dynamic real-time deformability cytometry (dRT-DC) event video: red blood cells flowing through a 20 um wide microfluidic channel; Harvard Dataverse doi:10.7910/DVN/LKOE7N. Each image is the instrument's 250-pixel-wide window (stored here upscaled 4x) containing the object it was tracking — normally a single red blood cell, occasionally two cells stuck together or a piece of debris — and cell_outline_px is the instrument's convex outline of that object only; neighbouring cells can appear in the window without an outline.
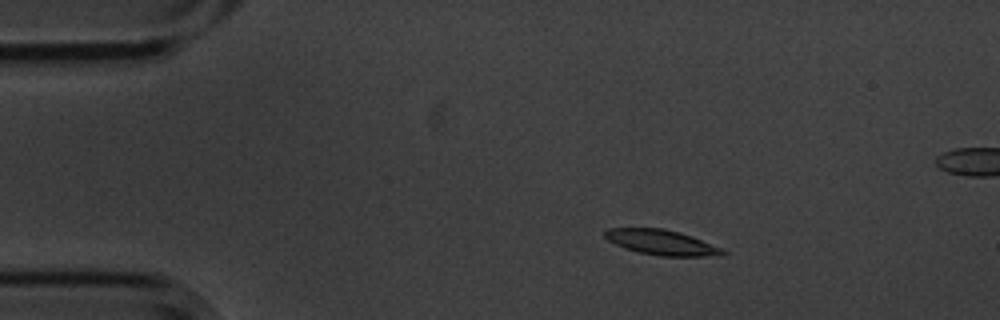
{"species": "common noctule bat (a hibernating species)", "species_latin": "Nyctalus noctula", "temperature_condition": "cold", "stored_images_in_passage": 48, "segment_of_instrument_passage": [1, 2], "camera_frame_rate_fps": 3000, "um_per_image_px": 0.085, "animal": {"sex": "male", "body_mass_g": 20.1, "forearm_length_mm": 53.5}, "frame": {"image": 1, "passage_image": 1, "time_ms": 0.0, "image_size_px": [1000, 320], "cell_outline_px": [[728, 252], [704, 256], [660, 256], [640, 252], [624, 248], [608, 240], [604, 236], [604, 232], [608, 228], [664, 228], [680, 232], [692, 236], [720, 248]], "centroid_in_image_um": [56.16, 20.58], "position_along_channel_um": 28.8, "area_um2": 16.94}}
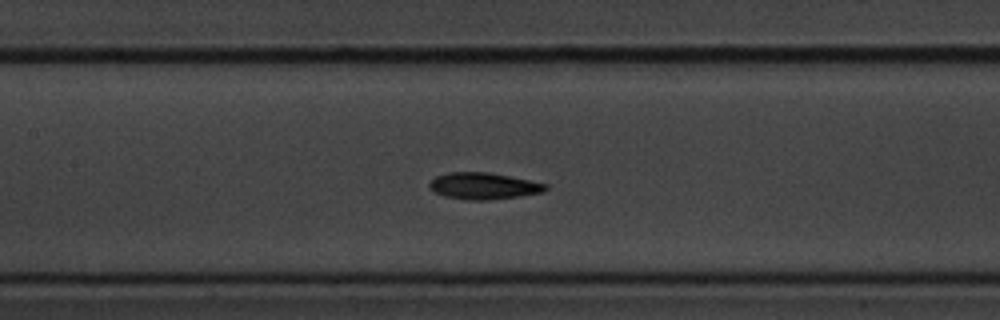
{"frame": {"image": 2, "passage_image": 17, "time_ms": 5.333, "image_size_px": [1000, 320], "cell_outline_px": [[548, 188], [544, 192], [520, 196], [488, 200], [468, 200], [444, 196], [432, 192], [428, 184], [436, 176], [448, 172], [488, 172], [548, 184]], "centroid_in_image_um": [41.08, 15.81], "position_along_channel_um": 166.3, "area_um2": 18.03}}
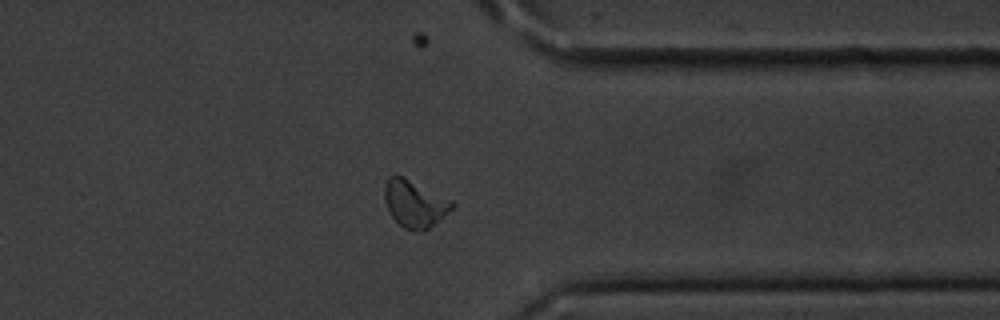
{"frame": {"image": 3, "passage_image": 35, "time_ms": 11.333, "image_size_px": [1000, 320], "cell_outline_px": [[456, 204], [448, 212], [424, 232], [412, 232], [404, 228], [392, 216], [384, 200], [384, 184], [388, 176], [400, 176], [452, 200]], "centroid_in_image_um": [35.23, 17.35], "position_along_channel_um": 376.2, "area_um2": 18.26}}